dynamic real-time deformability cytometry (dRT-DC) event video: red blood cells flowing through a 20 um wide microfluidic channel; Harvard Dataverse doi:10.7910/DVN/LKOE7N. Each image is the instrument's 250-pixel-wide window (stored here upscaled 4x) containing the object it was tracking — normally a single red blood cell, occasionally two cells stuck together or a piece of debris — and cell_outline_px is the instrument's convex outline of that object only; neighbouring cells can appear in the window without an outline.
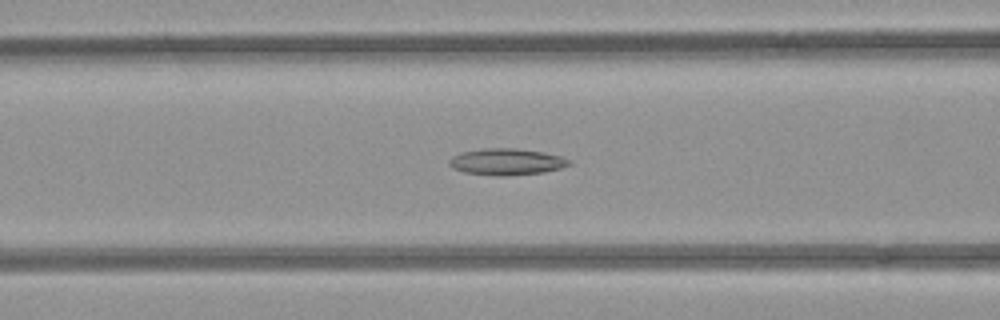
{"species": "common noctule bat (a hibernating species)", "species_latin": "Nyctalus noctula", "temperature_condition": "room temperature", "stored_images_in_passage": 55, "camera_frame_rate_fps": 3000, "um_per_image_px": 0.085, "animal": {"sex": "female", "body_mass_g": 21.9}, "frame": {"image": 1, "passage_image": 22, "time_ms": 7.0, "image_size_px": [1000, 320], "cell_outline_px": [[572, 164], [560, 168], [544, 172], [504, 176], [496, 176], [464, 172], [452, 168], [448, 164], [448, 160], [452, 156], [460, 152], [484, 148], [516, 148], [544, 152], [560, 156], [572, 160]], "centroid_in_image_um": [43.04, 13.74], "position_along_channel_um": 123.6, "area_um2": 18.73}}
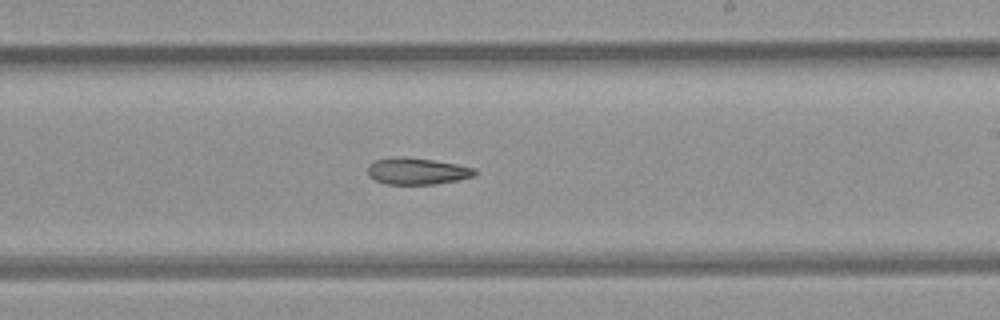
{"frame": {"image": 2, "passage_image": 32, "time_ms": 10.333, "image_size_px": [1000, 320], "cell_outline_px": [[476, 172], [472, 176], [456, 180], [436, 184], [384, 184], [368, 176], [368, 164], [376, 160], [392, 156], [404, 156], [432, 160], [456, 164], [476, 168]], "centroid_in_image_um": [35.4, 14.54], "position_along_channel_um": 253.6, "area_um2": 16.65}}
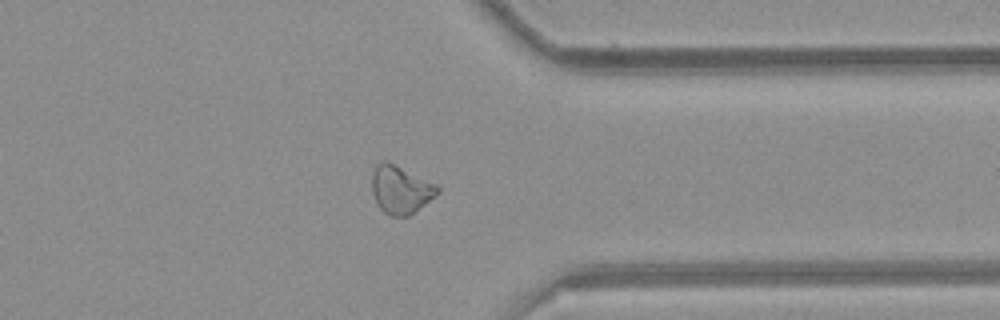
{"frame": {"image": 3, "passage_image": 42, "time_ms": 13.667, "image_size_px": [1000, 320], "cell_outline_px": [[440, 192], [436, 196], [408, 216], [392, 216], [384, 212], [380, 208], [372, 192], [372, 172], [376, 164], [380, 160], [388, 160], [436, 184], [440, 188]], "centroid_in_image_um": [34.05, 16.08], "position_along_channel_um": 377.4, "area_um2": 18.44}}